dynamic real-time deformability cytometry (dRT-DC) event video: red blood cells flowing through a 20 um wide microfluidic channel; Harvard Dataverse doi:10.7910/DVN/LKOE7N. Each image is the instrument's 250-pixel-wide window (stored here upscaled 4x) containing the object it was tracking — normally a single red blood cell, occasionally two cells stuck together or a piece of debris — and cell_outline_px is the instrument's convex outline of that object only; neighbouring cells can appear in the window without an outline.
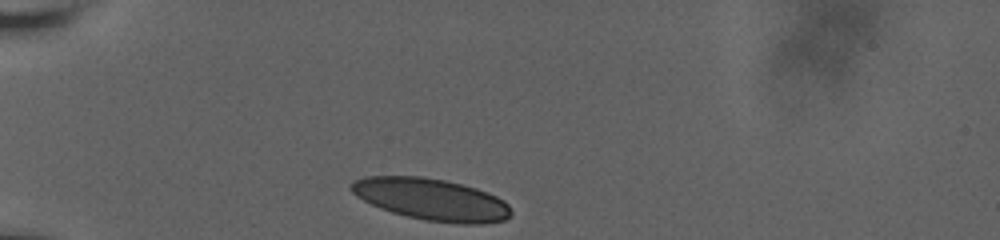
{"species": "human", "species_latin": "Homo sapiens", "temperature_condition": "room temperature", "stored_images_in_passage": 9, "camera_frame_rate_fps": 3000, "um_per_image_px": 0.085, "donor": {"sex": "male"}, "frame": {"image": 1, "passage_image": 1, "time_ms": 0.0, "image_size_px": [1000, 240], "cell_outline_px": [[512, 212], [504, 220], [484, 224], [460, 224], [424, 220], [392, 212], [380, 208], [356, 196], [348, 188], [348, 184], [352, 180], [364, 176], [420, 176], [444, 180], [476, 188], [488, 192], [504, 200], [508, 204]], "centroid_in_image_um": [36.64, 16.94], "position_along_channel_um": 48.4, "area_um2": 39.13}}
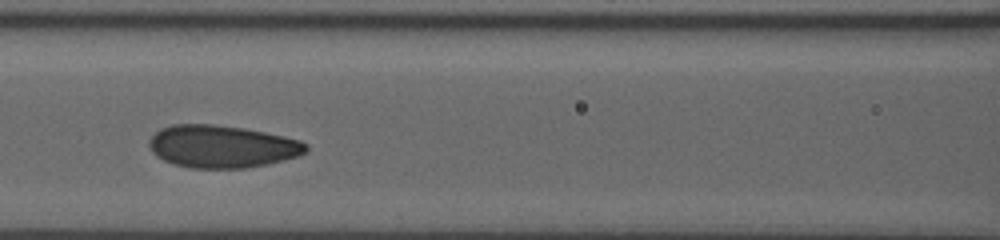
{"frame": {"image": 2, "passage_image": 6, "time_ms": 3.667, "image_size_px": [1000, 240], "cell_outline_px": [[308, 152], [300, 156], [268, 164], [244, 168], [188, 168], [172, 164], [156, 156], [152, 152], [148, 144], [148, 140], [160, 128], [172, 124], [212, 124], [244, 128], [284, 136], [300, 140], [308, 144]], "centroid_in_image_um": [18.87, 12.45], "position_along_channel_um": 147.7, "area_um2": 39.25}}
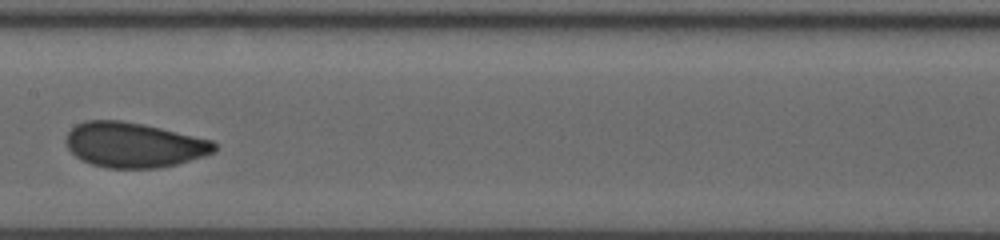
{"frame": {"image": 3, "passage_image": 8, "time_ms": 5.0, "image_size_px": [1000, 240], "cell_outline_px": [[216, 152], [204, 156], [176, 164], [160, 168], [108, 168], [92, 164], [80, 160], [68, 148], [64, 140], [68, 132], [76, 124], [84, 120], [120, 120], [144, 124], [212, 140], [216, 144]], "centroid_in_image_um": [11.36, 12.31], "position_along_channel_um": 196.0, "area_um2": 39.07}}